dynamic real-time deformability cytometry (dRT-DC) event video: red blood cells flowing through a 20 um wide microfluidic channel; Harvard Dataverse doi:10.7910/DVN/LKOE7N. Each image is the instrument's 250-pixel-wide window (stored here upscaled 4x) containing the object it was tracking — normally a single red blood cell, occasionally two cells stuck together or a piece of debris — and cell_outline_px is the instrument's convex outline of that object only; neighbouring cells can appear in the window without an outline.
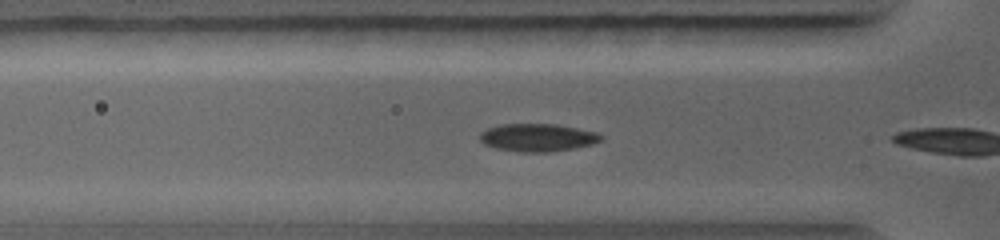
{"species": "common noctule bat (a hibernating species)", "species_latin": "Nyctalus noctula", "temperature_condition": "warm", "stored_images_in_passage": 4, "camera_frame_rate_fps": 5000, "um_per_image_px": 0.085, "animal": {"sex": "female", "body_mass_g": 19.0, "forearm_length_mm": 56.7}, "frame": {"image": 1, "passage_image": 3, "time_ms": 0.8, "image_size_px": [1000, 240], "cell_outline_px": [[604, 140], [592, 144], [572, 148], [548, 152], [524, 152], [496, 148], [484, 144], [480, 140], [480, 132], [488, 128], [504, 124], [556, 124], [596, 132], [604, 136]], "centroid_in_image_um": [45.71, 11.69], "position_along_channel_um": 80.1, "area_um2": 19.48}}